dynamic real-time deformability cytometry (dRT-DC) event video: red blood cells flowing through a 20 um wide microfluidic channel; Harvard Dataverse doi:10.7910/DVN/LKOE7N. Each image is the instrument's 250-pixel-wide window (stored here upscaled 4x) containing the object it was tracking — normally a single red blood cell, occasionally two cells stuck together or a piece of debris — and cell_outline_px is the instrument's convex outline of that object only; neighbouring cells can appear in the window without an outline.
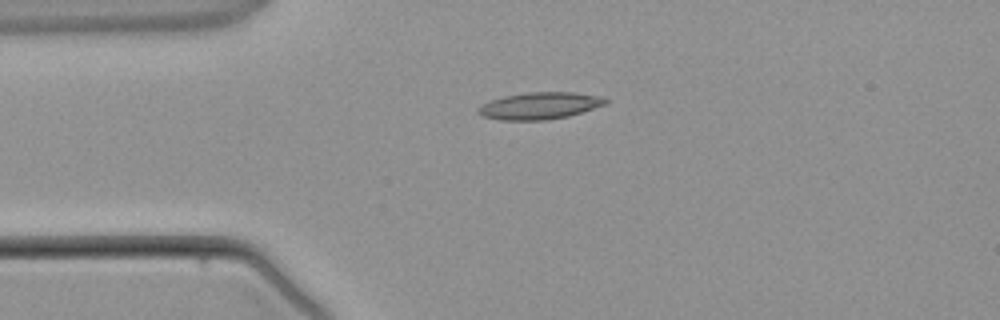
{"species": "common noctule bat (a hibernating species)", "species_latin": "Nyctalus noctula", "temperature_condition": "warm", "stored_images_in_passage": 2, "camera_frame_rate_fps": 3000, "um_per_image_px": 0.085, "animal": {"sex": "male", "body_mass_g": 21.5, "forearm_length_mm": 52.0}, "frame": {"image": 1, "passage_image": 1, "time_ms": 0.0, "image_size_px": [1000, 320], "cell_outline_px": [[608, 104], [568, 116], [548, 120], [500, 120], [484, 116], [476, 112], [476, 108], [492, 100], [504, 96], [528, 92], [576, 92], [600, 96], [608, 100]], "centroid_in_image_um": [45.9, 8.99], "position_along_channel_um": 39.1, "area_um2": 20.0}}